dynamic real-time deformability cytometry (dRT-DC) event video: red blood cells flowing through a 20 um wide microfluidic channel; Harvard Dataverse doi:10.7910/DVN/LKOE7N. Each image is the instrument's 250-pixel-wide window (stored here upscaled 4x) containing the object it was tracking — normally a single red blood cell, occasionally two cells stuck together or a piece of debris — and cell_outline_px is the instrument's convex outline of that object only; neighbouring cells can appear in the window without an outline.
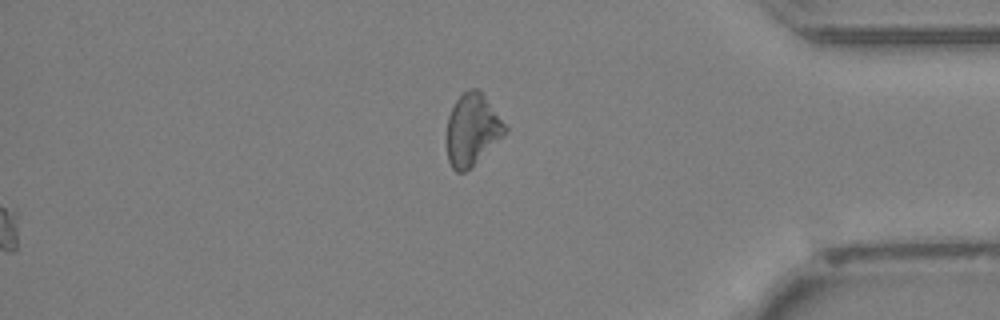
{"species": "Egyptian fruit bat (a non-hibernating species)", "species_latin": "Rousettus aegyptiacus", "temperature_condition": "cold", "stored_images_in_passage": 32, "segment_of_instrument_passage": [2, 2], "camera_frame_rate_fps": 3000, "um_per_image_px": 0.085, "animal": {"sex": "female"}, "frame": {"image": 1, "passage_image": 32, "time_ms": 10.333, "image_size_px": [1000, 320], "cell_outline_px": [[508, 132], [472, 168], [464, 172], [456, 172], [452, 168], [448, 160], [444, 136], [448, 116], [456, 100], [468, 88], [480, 88], [508, 128]], "centroid_in_image_um": [40.12, 11.04], "position_along_channel_um": 395.1, "area_um2": 25.2}}